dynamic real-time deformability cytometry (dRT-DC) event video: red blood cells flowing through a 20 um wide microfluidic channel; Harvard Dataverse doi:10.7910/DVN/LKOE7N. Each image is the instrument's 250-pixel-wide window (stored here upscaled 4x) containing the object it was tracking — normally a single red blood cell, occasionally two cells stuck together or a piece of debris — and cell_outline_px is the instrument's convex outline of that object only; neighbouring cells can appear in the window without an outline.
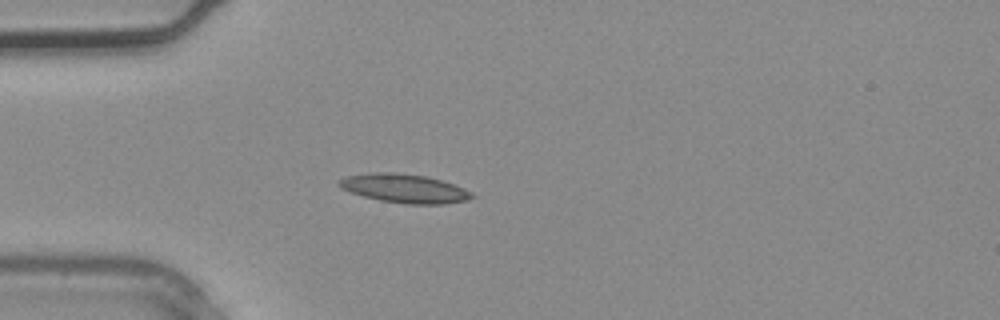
{"species": "common noctule bat (a hibernating species)", "species_latin": "Nyctalus noctula", "temperature_condition": "warm", "stored_images_in_passage": 2, "camera_frame_rate_fps": 3000, "um_per_image_px": 0.085, "animal": {"sex": "male", "body_mass_g": 20.4}, "frame": {"image": 1, "passage_image": 2, "time_ms": 0.333, "image_size_px": [1000, 320], "cell_outline_px": [[476, 196], [468, 200], [444, 204], [408, 204], [380, 200], [364, 196], [340, 188], [336, 184], [340, 180], [348, 176], [372, 172], [396, 172], [424, 176], [440, 180], [464, 188], [472, 192]], "centroid_in_image_um": [34.39, 16.02], "position_along_channel_um": 50.6, "area_um2": 22.14}}